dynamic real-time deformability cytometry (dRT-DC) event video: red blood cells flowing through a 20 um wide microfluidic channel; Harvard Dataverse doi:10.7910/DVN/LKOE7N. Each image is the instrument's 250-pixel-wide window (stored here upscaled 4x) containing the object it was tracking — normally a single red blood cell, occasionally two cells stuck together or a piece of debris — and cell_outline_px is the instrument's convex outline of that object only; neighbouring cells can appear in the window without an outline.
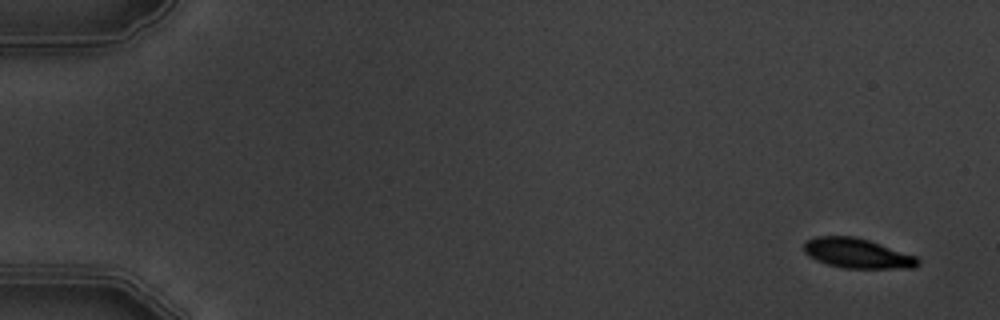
{"species": "common noctule bat (a hibernating species)", "species_latin": "Nyctalus noctula", "temperature_condition": "warm", "stored_images_in_passage": 5, "camera_frame_rate_fps": 3000, "um_per_image_px": 0.085, "animal": {"sex": "male", "body_mass_g": 19.5, "forearm_length_mm": 54.6}, "frame": {"image": 1, "passage_image": 1, "time_ms": 0.0, "image_size_px": [1000, 320], "cell_outline_px": [[920, 264], [916, 268], [844, 268], [828, 264], [816, 260], [808, 256], [804, 252], [804, 244], [808, 240], [816, 236], [856, 236], [916, 256], [920, 260]], "centroid_in_image_um": [72.88, 21.53], "position_along_channel_um": 12.1, "area_um2": 19.77}}
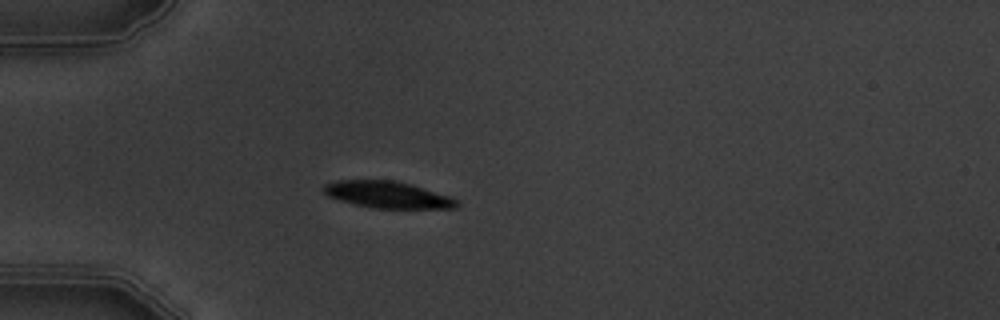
{"frame": {"image": 2, "passage_image": 5, "time_ms": 4.667, "image_size_px": [1000, 320], "cell_outline_px": [[460, 204], [456, 208], [376, 208], [356, 204], [328, 196], [324, 192], [324, 184], [336, 180], [396, 180], [452, 196], [460, 200]], "centroid_in_image_um": [33.02, 16.54], "position_along_channel_um": 52.0, "area_um2": 20.69}}